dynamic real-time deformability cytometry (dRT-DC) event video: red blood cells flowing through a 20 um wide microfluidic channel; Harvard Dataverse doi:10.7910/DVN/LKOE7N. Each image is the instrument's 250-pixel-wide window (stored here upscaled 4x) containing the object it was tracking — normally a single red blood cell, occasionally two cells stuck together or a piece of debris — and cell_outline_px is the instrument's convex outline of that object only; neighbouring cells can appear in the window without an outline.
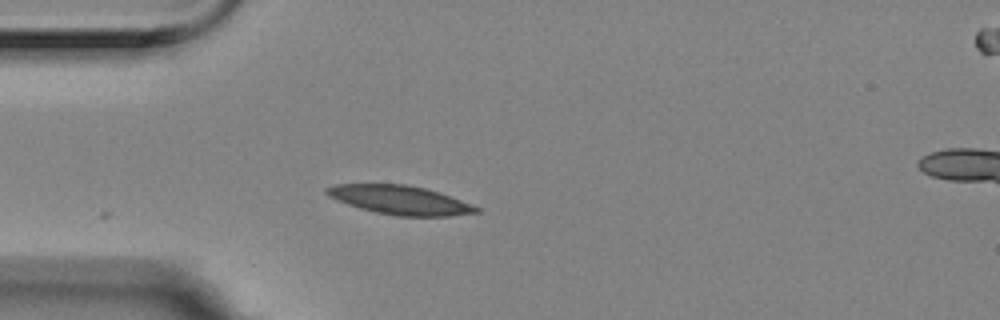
{"species": "Egyptian fruit bat (a non-hibernating species)", "species_latin": "Rousettus aegyptiacus", "temperature_condition": "room temperature", "stored_images_in_passage": 5, "camera_frame_rate_fps": 3000, "um_per_image_px": 0.085, "animal": {"sex": "female"}, "frame": {"image": 1, "passage_image": 5, "time_ms": 1.333, "image_size_px": [1000, 320], "cell_outline_px": [[480, 212], [452, 216], [396, 216], [376, 212], [360, 208], [336, 200], [328, 196], [324, 192], [324, 188], [336, 184], [404, 184], [424, 188], [440, 192], [480, 208]], "centroid_in_image_um": [33.97, 17.0], "position_along_channel_um": 51.0, "area_um2": 25.14}}